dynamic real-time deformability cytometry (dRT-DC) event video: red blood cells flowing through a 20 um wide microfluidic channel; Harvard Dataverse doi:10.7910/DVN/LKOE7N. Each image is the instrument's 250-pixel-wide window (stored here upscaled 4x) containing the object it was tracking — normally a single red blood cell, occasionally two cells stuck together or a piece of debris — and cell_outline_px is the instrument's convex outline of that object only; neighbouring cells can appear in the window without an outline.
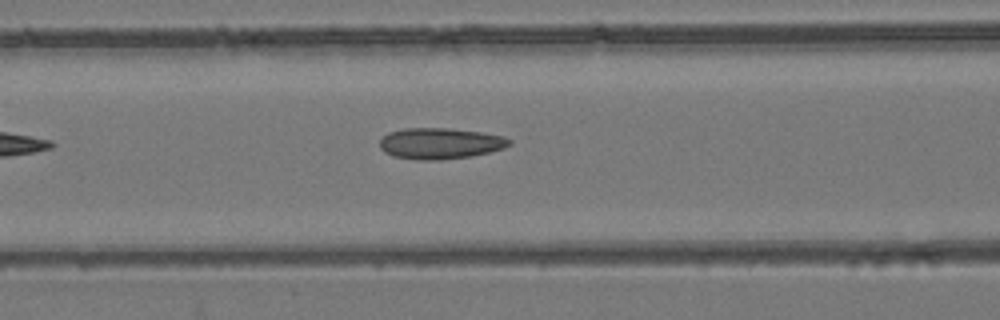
{"species": "common noctule bat (a hibernating species)", "species_latin": "Nyctalus noctula", "temperature_condition": "room temperature", "stored_images_in_passage": 21, "camera_frame_rate_fps": 3000, "um_per_image_px": 0.085, "animal": {"sex": "female", "body_mass_g": 24.6, "forearm_length_mm": 56.2}, "frame": {"image": 1, "passage_image": 5, "time_ms": 1.333, "image_size_px": [1000, 320], "cell_outline_px": [[512, 144], [504, 148], [472, 156], [440, 160], [416, 160], [392, 156], [384, 152], [380, 148], [380, 140], [388, 132], [404, 128], [448, 128], [480, 132], [504, 136], [512, 140]], "centroid_in_image_um": [37.41, 12.19], "position_along_channel_um": 129.2, "area_um2": 23.64}}
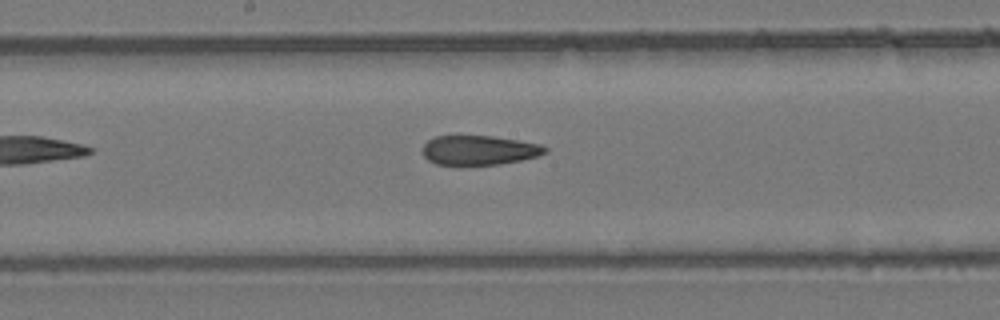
{"frame": {"image": 2, "passage_image": 11, "time_ms": 3.333, "image_size_px": [1000, 320], "cell_outline_px": [[548, 152], [536, 156], [520, 160], [500, 164], [436, 164], [428, 160], [424, 156], [424, 144], [428, 140], [436, 136], [492, 136], [540, 144], [548, 148]], "centroid_in_image_um": [40.74, 12.76], "position_along_channel_um": 207.5, "area_um2": 20.69}}
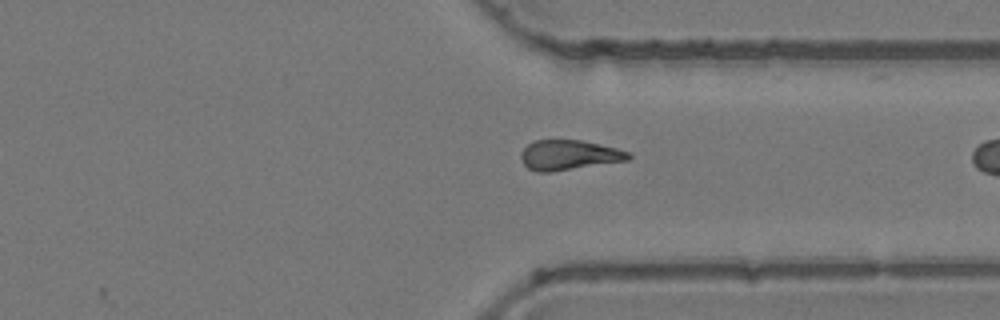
{"frame": {"image": 3, "passage_image": 20, "time_ms": 6.333, "image_size_px": [1000, 320], "cell_outline_px": [[632, 156], [628, 160], [552, 172], [536, 172], [528, 168], [524, 164], [520, 156], [520, 152], [528, 144], [536, 140], [580, 140], [616, 148], [632, 152]], "centroid_in_image_um": [48.36, 13.18], "position_along_channel_um": 363.0, "area_um2": 18.79}}